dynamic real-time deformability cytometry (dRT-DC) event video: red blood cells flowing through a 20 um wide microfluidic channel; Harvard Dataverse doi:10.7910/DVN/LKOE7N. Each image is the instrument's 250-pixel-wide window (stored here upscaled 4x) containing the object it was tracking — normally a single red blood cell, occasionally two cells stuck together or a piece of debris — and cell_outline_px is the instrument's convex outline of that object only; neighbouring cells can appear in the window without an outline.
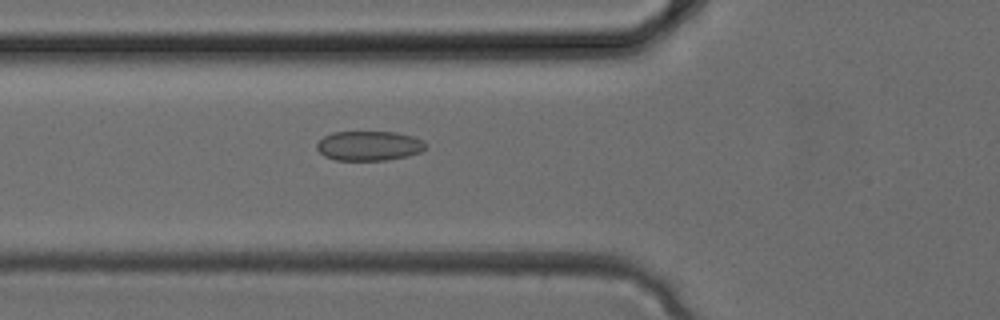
{"species": "common noctule bat (a hibernating species)", "species_latin": "Nyctalus noctula", "temperature_condition": "cold", "stored_images_in_passage": 34, "camera_frame_rate_fps": 3000, "um_per_image_px": 0.085, "animal": {"sex": "female", "body_mass_g": 24.6, "forearm_length_mm": 56.2}, "frame": {"image": 1, "passage_image": 12, "time_ms": 3.667, "image_size_px": [1000, 320], "cell_outline_px": [[428, 148], [420, 152], [408, 156], [384, 160], [336, 160], [324, 156], [316, 148], [316, 144], [324, 136], [332, 132], [396, 132], [412, 136], [424, 140], [428, 144]], "centroid_in_image_um": [31.4, 12.39], "position_along_channel_um": 94.4, "area_um2": 18.96}}
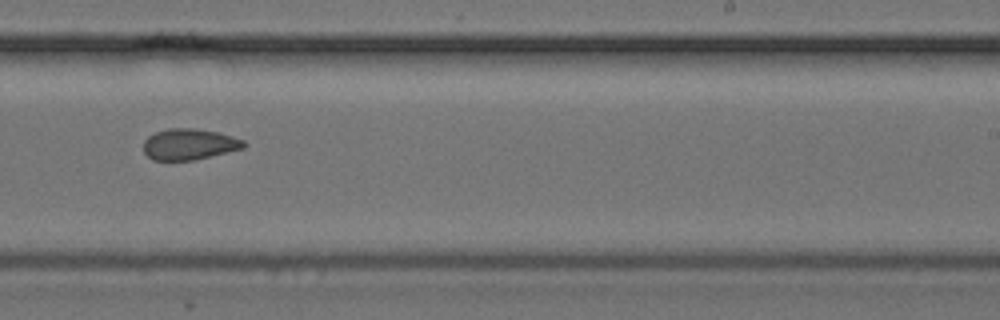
{"frame": {"image": 2, "passage_image": 21, "time_ms": 6.667, "image_size_px": [1000, 320], "cell_outline_px": [[248, 144], [244, 148], [228, 152], [192, 160], [152, 160], [144, 152], [144, 140], [148, 136], [156, 132], [168, 128], [196, 128], [220, 132], [244, 140]], "centroid_in_image_um": [16.11, 12.25], "position_along_channel_um": 272.9, "area_um2": 18.26}}
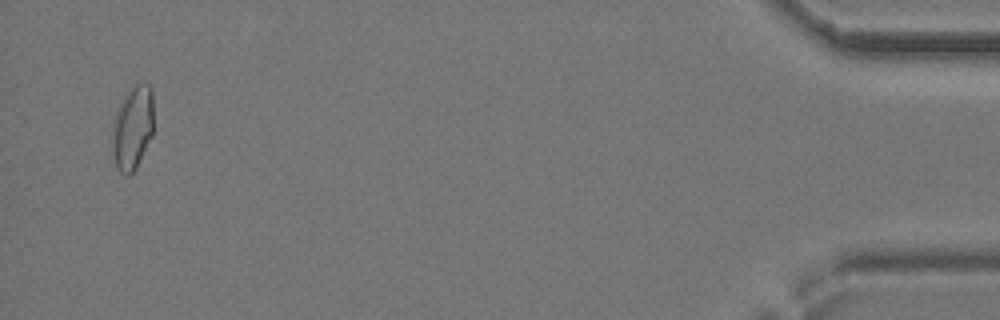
{"frame": {"image": 3, "passage_image": 33, "time_ms": 10.667, "image_size_px": [1000, 320], "cell_outline_px": [[152, 136], [136, 168], [128, 176], [124, 176], [116, 168], [112, 152], [112, 124], [120, 100], [136, 84], [148, 84], [152, 88]], "centroid_in_image_um": [11.24, 10.9], "position_along_channel_um": 424.0, "area_um2": 20.29}}